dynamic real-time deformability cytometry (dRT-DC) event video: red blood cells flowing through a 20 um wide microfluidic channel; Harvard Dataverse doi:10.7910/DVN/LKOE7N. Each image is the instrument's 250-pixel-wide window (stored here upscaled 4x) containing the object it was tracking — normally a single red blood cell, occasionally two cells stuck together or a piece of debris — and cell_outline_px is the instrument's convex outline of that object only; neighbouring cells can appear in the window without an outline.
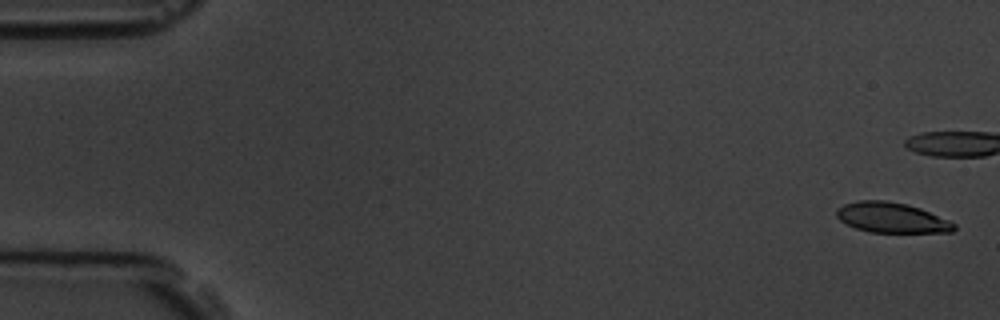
{"species": "common noctule bat (a hibernating species)", "species_latin": "Nyctalus noctula", "temperature_condition": "room temperature", "stored_images_in_passage": 6, "camera_frame_rate_fps": 3000, "um_per_image_px": 0.085, "animal": {"sex": "male", "body_mass_g": 19.5, "forearm_length_mm": 54.6}, "frame": {"image": 1, "passage_image": 1, "time_ms": 0.0, "image_size_px": [1000, 320], "cell_outline_px": [[956, 228], [952, 232], [868, 232], [856, 228], [840, 220], [836, 216], [836, 208], [844, 204], [860, 200], [884, 200], [908, 204], [920, 208], [948, 220], [956, 224]], "centroid_in_image_um": [75.78, 18.49], "position_along_channel_um": 9.2, "area_um2": 20.63}}
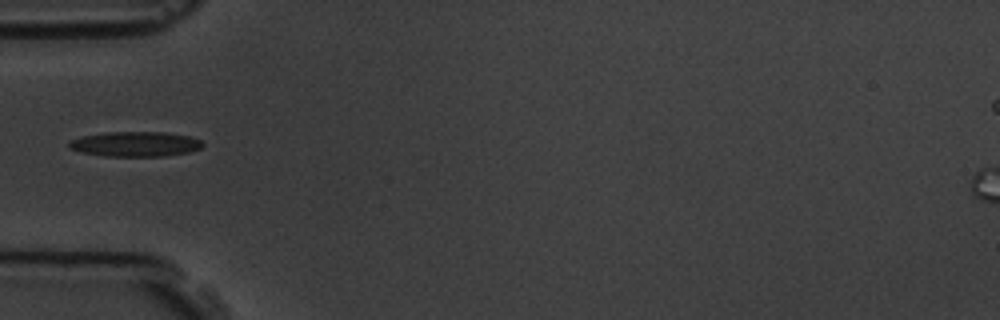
{"frame": {"image": 2, "passage_image": 6, "time_ms": 6.667, "image_size_px": [1000, 320], "cell_outline_px": [[204, 144], [200, 148], [188, 152], [164, 156], [104, 156], [80, 152], [68, 148], [68, 144], [72, 140], [84, 136], [104, 132], [164, 132], [192, 136], [200, 140]], "centroid_in_image_um": [11.51, 12.24], "position_along_channel_um": 73.5, "area_um2": 19.42}}